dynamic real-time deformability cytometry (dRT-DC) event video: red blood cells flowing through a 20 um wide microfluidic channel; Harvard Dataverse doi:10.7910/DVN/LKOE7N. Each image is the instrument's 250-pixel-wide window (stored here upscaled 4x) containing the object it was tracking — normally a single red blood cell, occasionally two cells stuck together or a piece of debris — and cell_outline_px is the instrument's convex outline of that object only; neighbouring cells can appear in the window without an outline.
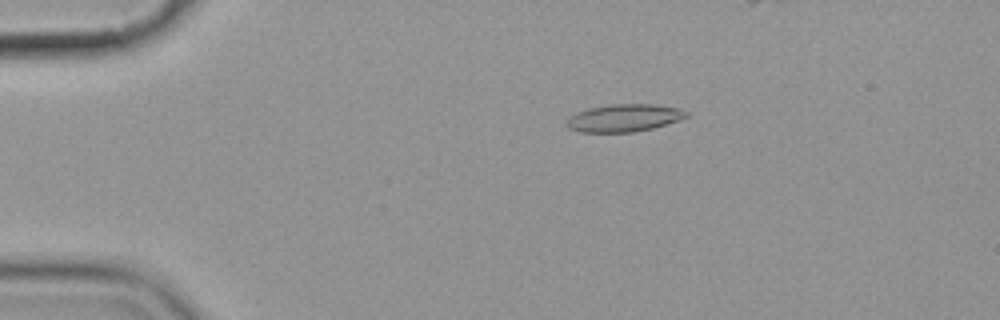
{"species": "common noctule bat (a hibernating species)", "species_latin": "Nyctalus noctula", "temperature_condition": "cold", "stored_images_in_passage": 19, "camera_frame_rate_fps": 3000, "um_per_image_px": 0.085, "animal": {"sex": "female", "body_mass_g": 19.9}, "frame": {"image": 1, "passage_image": 4, "time_ms": 3.333, "image_size_px": [1000, 320], "cell_outline_px": [[688, 116], [680, 120], [652, 128], [632, 132], [580, 132], [568, 128], [568, 116], [576, 112], [588, 108], [612, 104], [652, 104], [680, 108], [688, 112]], "centroid_in_image_um": [53.05, 10.02], "position_along_channel_um": 32.0, "area_um2": 19.19}}
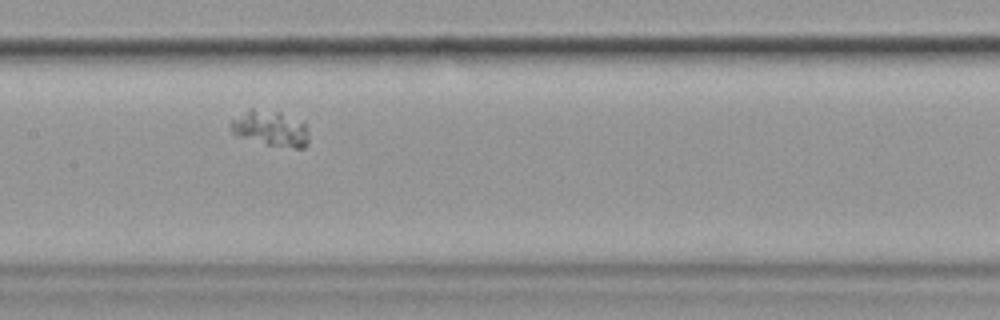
{"frame": {"image": 2, "passage_image": 10, "time_ms": 11.333, "image_size_px": [1000, 320], "cell_outline_px": [[308, 144], [304, 148], [296, 148], [268, 144], [236, 136], [228, 128], [228, 124], [232, 120], [248, 108], [252, 108], [280, 112], [304, 124], [308, 132]], "centroid_in_image_um": [22.94, 10.91], "position_along_channel_um": 184.5, "area_um2": 16.07}}
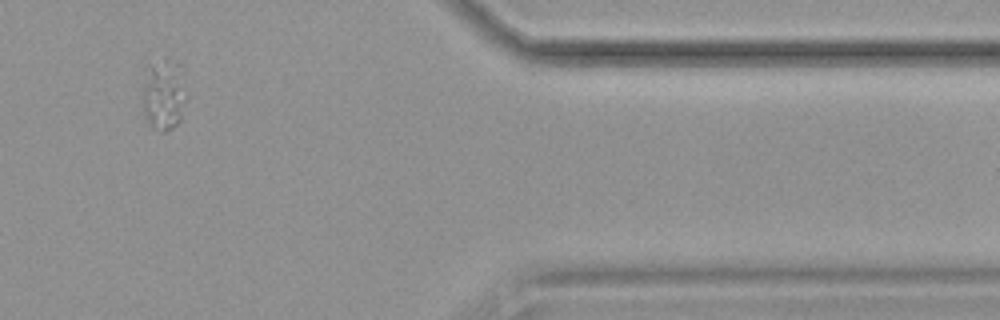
{"frame": {"image": 3, "passage_image": 16, "time_ms": 18.333, "image_size_px": [1000, 320], "cell_outline_px": [[184, 100], [180, 120], [172, 128], [164, 132], [152, 128], [148, 124], [144, 112], [144, 88], [152, 68], [164, 56], [168, 56], [180, 64]], "centroid_in_image_um": [13.94, 8.09], "position_along_channel_um": 397.5, "area_um2": 17.11}}